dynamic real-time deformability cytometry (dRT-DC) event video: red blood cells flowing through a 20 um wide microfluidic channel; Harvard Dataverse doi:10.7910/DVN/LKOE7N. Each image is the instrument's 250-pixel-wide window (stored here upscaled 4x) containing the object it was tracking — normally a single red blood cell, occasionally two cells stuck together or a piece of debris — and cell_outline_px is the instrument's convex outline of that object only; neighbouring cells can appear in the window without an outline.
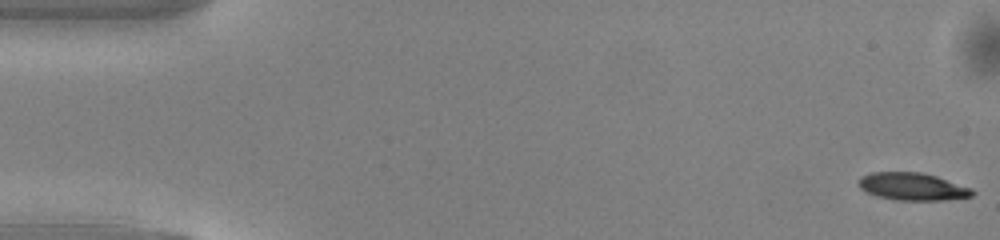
{"species": "common noctule bat (a hibernating species)", "species_latin": "Nyctalus noctula", "temperature_condition": "warm", "stored_images_in_passage": 50, "camera_frame_rate_fps": 3000, "um_per_image_px": 0.085, "animal": {"sex": "male", "body_mass_g": 13.0, "forearm_length_mm": 53.1}, "frame": {"image": 1, "passage_image": 1, "time_ms": 0.0, "image_size_px": [1000, 240], "cell_outline_px": [[976, 192], [972, 196], [944, 200], [896, 200], [876, 196], [860, 188], [856, 184], [860, 176], [872, 172], [920, 172], [936, 176], [972, 188]], "centroid_in_image_um": [77.54, 15.85], "position_along_channel_um": 7.5, "area_um2": 18.32}}
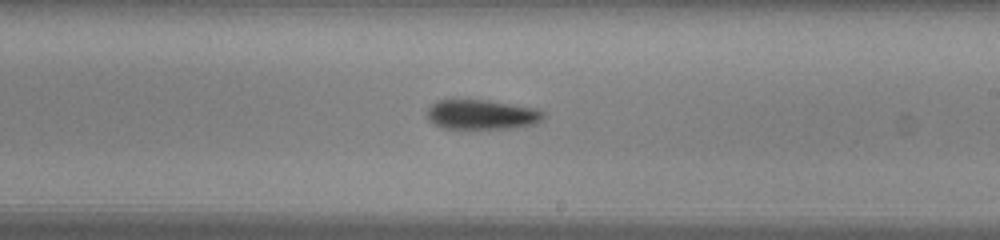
{"frame": {"image": 2, "passage_image": 29, "time_ms": 9.333, "image_size_px": [1000, 240], "cell_outline_px": [[544, 116], [536, 124], [512, 128], [444, 128], [428, 120], [428, 108], [436, 100], [488, 100], [540, 108], [544, 112]], "centroid_in_image_um": [41.0, 9.72], "position_along_channel_um": 248.0, "area_um2": 20.17}}
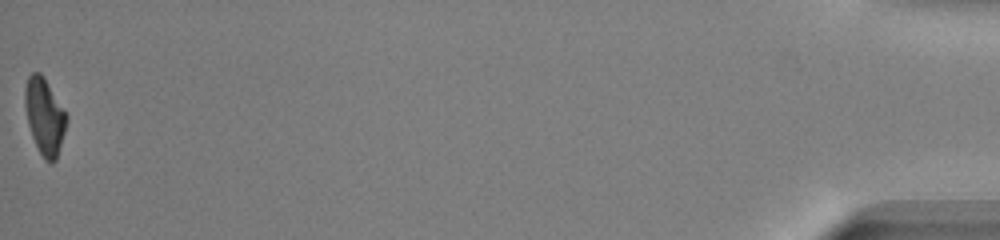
{"frame": {"image": 3, "passage_image": 50, "time_ms": 16.333, "image_size_px": [1000, 240], "cell_outline_px": [[68, 120], [56, 160], [52, 164], [44, 160], [32, 136], [28, 124], [24, 104], [24, 88], [28, 76], [32, 72], [40, 72], [44, 76], [68, 116]], "centroid_in_image_um": [3.78, 9.87], "position_along_channel_um": 431.4, "area_um2": 18.61}, "authors_computed_cell_mechanics": {"area_um2": 19.8254, "velocity_mm_per_s": 4.1292, "shape_relaxation_time_tau1_ms": 3.6895, "shape_relaxation_time_tau2_ms": 4.8731, "deformation_change_tau1": 0.1604, "deformation_change_tau2": 0.1327}}